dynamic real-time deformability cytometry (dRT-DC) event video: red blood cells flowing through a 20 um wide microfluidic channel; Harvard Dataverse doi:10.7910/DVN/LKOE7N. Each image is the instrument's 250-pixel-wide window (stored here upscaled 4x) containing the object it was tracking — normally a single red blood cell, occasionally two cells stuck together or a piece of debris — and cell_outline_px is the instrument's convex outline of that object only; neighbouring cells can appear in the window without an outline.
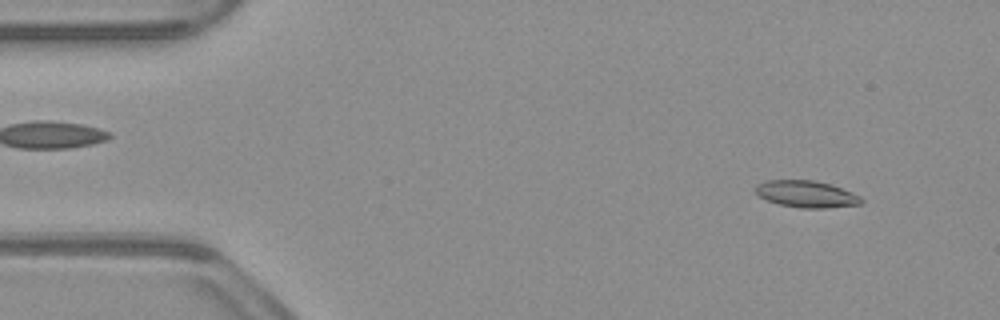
{"species": "common noctule bat (a hibernating species)", "species_latin": "Nyctalus noctula", "temperature_condition": "warm", "stored_images_in_passage": 51, "camera_frame_rate_fps": 3000, "um_per_image_px": 0.085, "animal": {"sex": "male", "body_mass_g": 23.1, "forearm_length_mm": 52.7}, "frame": {"image": 1, "passage_image": 4, "time_ms": 1.0, "image_size_px": [1000, 320], "cell_outline_px": [[864, 200], [860, 204], [824, 208], [804, 208], [780, 204], [768, 200], [760, 196], [756, 192], [756, 184], [764, 180], [816, 180], [832, 184], [852, 192], [860, 196]], "centroid_in_image_um": [68.56, 16.48], "position_along_channel_um": 16.4, "area_um2": 16.47}}
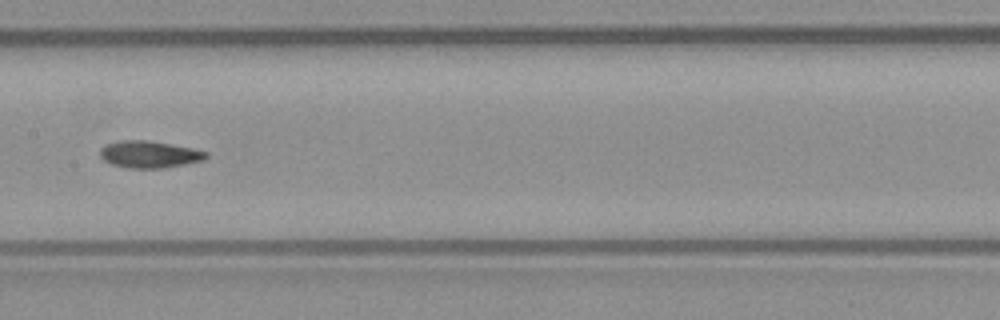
{"frame": {"image": 2, "passage_image": 25, "time_ms": 8.0, "image_size_px": [1000, 320], "cell_outline_px": [[208, 156], [204, 160], [164, 168], [128, 168], [112, 164], [104, 160], [100, 156], [100, 148], [104, 144], [120, 140], [148, 140], [192, 148], [208, 152]], "centroid_in_image_um": [12.67, 13.11], "position_along_channel_um": 194.7, "area_um2": 16.7}}
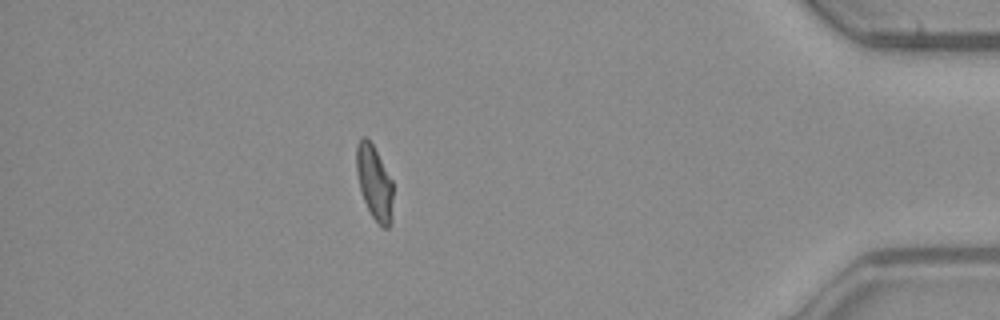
{"frame": {"image": 3, "passage_image": 45, "time_ms": 14.667, "image_size_px": [1000, 320], "cell_outline_px": [[392, 220], [388, 228], [384, 228], [372, 216], [364, 200], [360, 188], [356, 172], [356, 144], [360, 136], [364, 136], [372, 144], [392, 180]], "centroid_in_image_um": [31.81, 15.5], "position_along_channel_um": 403.4, "area_um2": 15.66}, "authors_computed_cell_mechanics": {"area_um2": 16.4152, "velocity_mm_per_s": 3.9184, "shape_relaxation_time_tau1_ms": 10.1653, "shape_relaxation_time_tau2_ms": 2.0849, "deformation_change_tau1": 0.2189, "deformation_change_tau2": 0.0669}}